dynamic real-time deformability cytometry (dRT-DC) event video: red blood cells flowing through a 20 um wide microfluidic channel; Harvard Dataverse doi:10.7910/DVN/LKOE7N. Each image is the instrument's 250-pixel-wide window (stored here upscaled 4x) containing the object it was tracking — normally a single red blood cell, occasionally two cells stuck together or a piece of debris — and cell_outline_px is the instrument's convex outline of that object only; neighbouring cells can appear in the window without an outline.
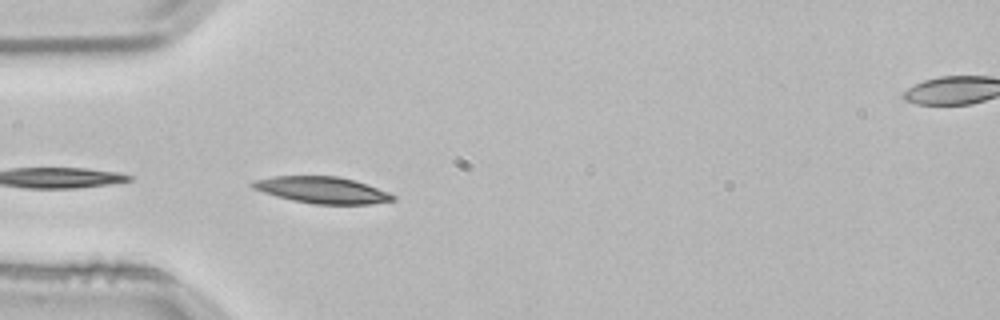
{"species": "common noctule bat (a hibernating species)", "species_latin": "Nyctalus noctula", "temperature_condition": "room temperature", "stored_images_in_passage": 37, "camera_frame_rate_fps": 3000, "um_per_image_px": 0.085, "animal": {"sex": "male", "body_mass_g": 21.5, "forearm_length_mm": 52.0}, "frame": {"image": 1, "passage_image": 1, "time_ms": 0.0, "image_size_px": [1000, 320], "cell_outline_px": [[396, 200], [372, 204], [312, 204], [292, 200], [276, 196], [252, 188], [248, 184], [256, 180], [272, 176], [336, 176], [356, 180], [388, 192], [396, 196]], "centroid_in_image_um": [27.39, 16.15], "position_along_channel_um": 57.6, "area_um2": 21.79}}